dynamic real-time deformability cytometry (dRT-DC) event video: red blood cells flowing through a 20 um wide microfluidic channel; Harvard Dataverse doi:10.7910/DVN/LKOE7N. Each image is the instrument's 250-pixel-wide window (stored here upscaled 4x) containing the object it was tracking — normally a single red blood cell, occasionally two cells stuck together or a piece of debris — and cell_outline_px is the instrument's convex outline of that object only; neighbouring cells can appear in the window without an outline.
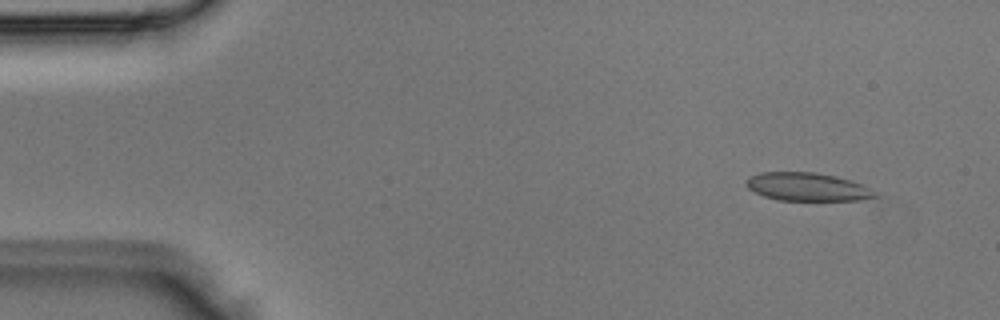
{"species": "Egyptian fruit bat (a non-hibernating species)", "species_latin": "Rousettus aegyptiacus", "temperature_condition": "room temperature", "stored_images_in_passage": 3, "camera_frame_rate_fps": 3000, "um_per_image_px": 0.085, "animal": {"sex": "male"}, "frame": {"image": 1, "passage_image": 1, "time_ms": 0.0, "image_size_px": [1000, 320], "cell_outline_px": [[880, 196], [860, 200], [776, 200], [764, 196], [748, 188], [744, 184], [748, 176], [760, 172], [816, 172], [836, 176], [852, 180], [876, 192]], "centroid_in_image_um": [68.6, 15.87], "position_along_channel_um": 16.4, "area_um2": 21.27}}
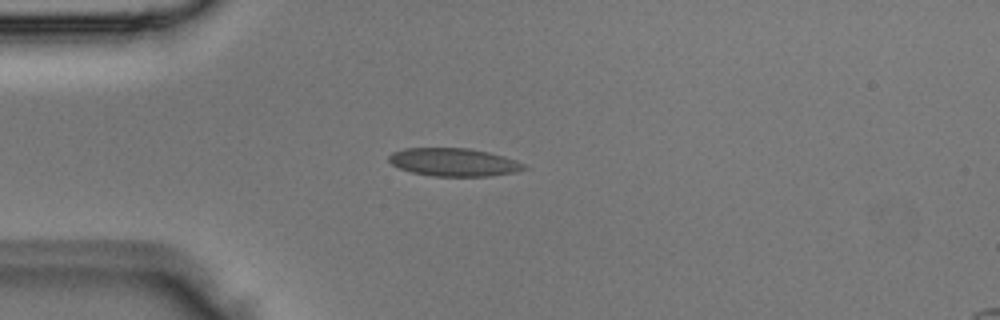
{"frame": {"image": 2, "passage_image": 3, "time_ms": 0.667, "image_size_px": [1000, 320], "cell_outline_px": [[528, 168], [516, 172], [492, 176], [432, 176], [412, 172], [400, 168], [392, 164], [388, 160], [388, 156], [392, 152], [404, 148], [468, 148], [488, 152], [504, 156], [516, 160], [524, 164]], "centroid_in_image_um": [38.58, 13.78], "position_along_channel_um": 46.4, "area_um2": 22.14}}